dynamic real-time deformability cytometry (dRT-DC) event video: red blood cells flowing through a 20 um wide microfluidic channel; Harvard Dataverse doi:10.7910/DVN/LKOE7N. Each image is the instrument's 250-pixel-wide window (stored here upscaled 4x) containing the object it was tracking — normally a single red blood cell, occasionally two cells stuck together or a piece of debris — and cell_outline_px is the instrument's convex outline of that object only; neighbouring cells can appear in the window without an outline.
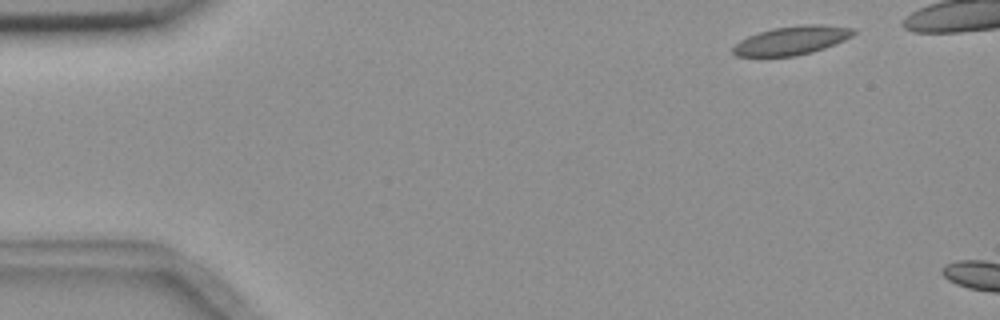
{"species": "common noctule bat (a hibernating species)", "species_latin": "Nyctalus noctula", "temperature_condition": "room temperature", "stored_images_in_passage": 2, "camera_frame_rate_fps": 3000, "um_per_image_px": 0.085, "animal": {"sex": "female", "body_mass_g": 18.4}, "frame": {"image": 1, "passage_image": 1, "time_ms": 0.0, "image_size_px": [1000, 320], "cell_outline_px": [[856, 32], [852, 36], [844, 40], [824, 48], [812, 52], [796, 56], [736, 56], [732, 52], [732, 48], [740, 40], [748, 36], [772, 28], [800, 24], [824, 24], [856, 28]], "centroid_in_image_um": [67.33, 3.42], "position_along_channel_um": 17.7, "area_um2": 20.23}}